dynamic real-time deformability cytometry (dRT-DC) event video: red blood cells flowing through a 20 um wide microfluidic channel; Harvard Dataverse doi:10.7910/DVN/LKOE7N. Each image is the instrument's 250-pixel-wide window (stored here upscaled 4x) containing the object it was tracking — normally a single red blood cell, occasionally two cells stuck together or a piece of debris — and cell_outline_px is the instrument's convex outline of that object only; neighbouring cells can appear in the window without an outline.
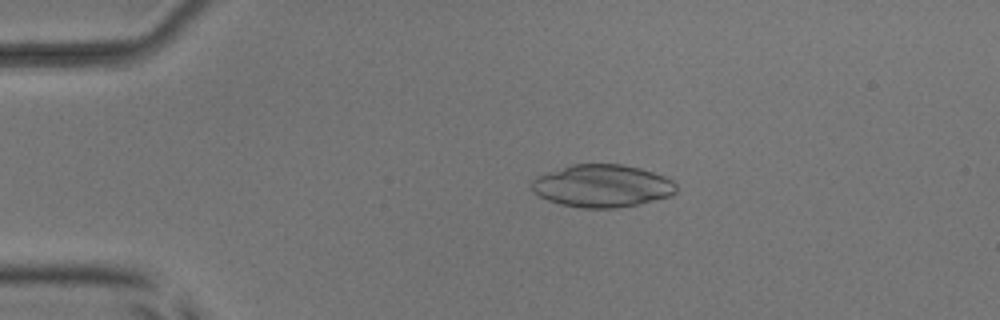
{"species": "common noctule bat (a hibernating species)", "species_latin": "Nyctalus noctula", "temperature_condition": "room temperature", "stored_images_in_passage": 4, "camera_frame_rate_fps": 3000, "um_per_image_px": 0.085, "animal": {"sex": "male", "body_mass_g": 17.9, "forearm_length_mm": 54.2}, "frame": {"image": 1, "passage_image": 3, "time_ms": 3.0, "image_size_px": [1000, 320], "cell_outline_px": [[676, 192], [672, 196], [640, 204], [616, 208], [580, 208], [560, 204], [548, 200], [540, 196], [528, 184], [536, 176], [572, 164], [624, 164], [640, 168], [664, 176], [672, 180], [676, 184]], "centroid_in_image_um": [51.19, 15.8], "position_along_channel_um": 33.8, "area_um2": 36.07}}